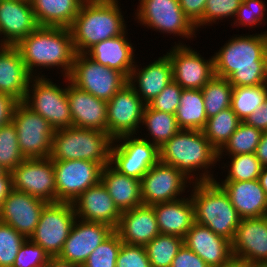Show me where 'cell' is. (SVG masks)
Returning <instances> with one entry per match:
<instances>
[{
	"mask_svg": "<svg viewBox=\"0 0 267 267\" xmlns=\"http://www.w3.org/2000/svg\"><path fill=\"white\" fill-rule=\"evenodd\" d=\"M263 33L228 40L213 55L215 75L233 87L267 84V31Z\"/></svg>",
	"mask_w": 267,
	"mask_h": 267,
	"instance_id": "1",
	"label": "cell"
},
{
	"mask_svg": "<svg viewBox=\"0 0 267 267\" xmlns=\"http://www.w3.org/2000/svg\"><path fill=\"white\" fill-rule=\"evenodd\" d=\"M159 161L177 168L193 182L215 181L208 169L217 163L218 151L203 131L181 129L159 148Z\"/></svg>",
	"mask_w": 267,
	"mask_h": 267,
	"instance_id": "2",
	"label": "cell"
},
{
	"mask_svg": "<svg viewBox=\"0 0 267 267\" xmlns=\"http://www.w3.org/2000/svg\"><path fill=\"white\" fill-rule=\"evenodd\" d=\"M16 47L32 77L37 75L35 71L39 69L38 67H46L45 69L61 67L62 77H68L72 70L76 52L70 28L39 26ZM35 67L37 69H34Z\"/></svg>",
	"mask_w": 267,
	"mask_h": 267,
	"instance_id": "3",
	"label": "cell"
},
{
	"mask_svg": "<svg viewBox=\"0 0 267 267\" xmlns=\"http://www.w3.org/2000/svg\"><path fill=\"white\" fill-rule=\"evenodd\" d=\"M118 0H85L70 27L76 53L123 34L126 23Z\"/></svg>",
	"mask_w": 267,
	"mask_h": 267,
	"instance_id": "4",
	"label": "cell"
},
{
	"mask_svg": "<svg viewBox=\"0 0 267 267\" xmlns=\"http://www.w3.org/2000/svg\"><path fill=\"white\" fill-rule=\"evenodd\" d=\"M192 186L190 198L194 205L195 223L232 242L242 218L231 204L228 194L217 179L194 182Z\"/></svg>",
	"mask_w": 267,
	"mask_h": 267,
	"instance_id": "5",
	"label": "cell"
},
{
	"mask_svg": "<svg viewBox=\"0 0 267 267\" xmlns=\"http://www.w3.org/2000/svg\"><path fill=\"white\" fill-rule=\"evenodd\" d=\"M114 139L97 129L68 127L55 130L50 158L53 161L88 160L110 164Z\"/></svg>",
	"mask_w": 267,
	"mask_h": 267,
	"instance_id": "6",
	"label": "cell"
},
{
	"mask_svg": "<svg viewBox=\"0 0 267 267\" xmlns=\"http://www.w3.org/2000/svg\"><path fill=\"white\" fill-rule=\"evenodd\" d=\"M39 75L30 79L23 102L47 120L54 130L72 127L67 84L62 88L45 75Z\"/></svg>",
	"mask_w": 267,
	"mask_h": 267,
	"instance_id": "7",
	"label": "cell"
},
{
	"mask_svg": "<svg viewBox=\"0 0 267 267\" xmlns=\"http://www.w3.org/2000/svg\"><path fill=\"white\" fill-rule=\"evenodd\" d=\"M68 79L79 89L106 102L128 83L122 72L99 64L86 53L75 54Z\"/></svg>",
	"mask_w": 267,
	"mask_h": 267,
	"instance_id": "8",
	"label": "cell"
},
{
	"mask_svg": "<svg viewBox=\"0 0 267 267\" xmlns=\"http://www.w3.org/2000/svg\"><path fill=\"white\" fill-rule=\"evenodd\" d=\"M12 122L25 159L50 157L55 130L47 120L21 101L14 109Z\"/></svg>",
	"mask_w": 267,
	"mask_h": 267,
	"instance_id": "9",
	"label": "cell"
},
{
	"mask_svg": "<svg viewBox=\"0 0 267 267\" xmlns=\"http://www.w3.org/2000/svg\"><path fill=\"white\" fill-rule=\"evenodd\" d=\"M76 219L72 203H47L29 239L40 245L50 257H58Z\"/></svg>",
	"mask_w": 267,
	"mask_h": 267,
	"instance_id": "10",
	"label": "cell"
},
{
	"mask_svg": "<svg viewBox=\"0 0 267 267\" xmlns=\"http://www.w3.org/2000/svg\"><path fill=\"white\" fill-rule=\"evenodd\" d=\"M135 13L140 24L161 33L177 34L188 40L196 38V28L186 17L179 0H139Z\"/></svg>",
	"mask_w": 267,
	"mask_h": 267,
	"instance_id": "11",
	"label": "cell"
},
{
	"mask_svg": "<svg viewBox=\"0 0 267 267\" xmlns=\"http://www.w3.org/2000/svg\"><path fill=\"white\" fill-rule=\"evenodd\" d=\"M158 161L159 148L146 138L124 135L113 141L110 165L123 175L141 180Z\"/></svg>",
	"mask_w": 267,
	"mask_h": 267,
	"instance_id": "12",
	"label": "cell"
},
{
	"mask_svg": "<svg viewBox=\"0 0 267 267\" xmlns=\"http://www.w3.org/2000/svg\"><path fill=\"white\" fill-rule=\"evenodd\" d=\"M140 181L142 203L150 206L181 199L188 185L194 183L177 168L160 161Z\"/></svg>",
	"mask_w": 267,
	"mask_h": 267,
	"instance_id": "13",
	"label": "cell"
},
{
	"mask_svg": "<svg viewBox=\"0 0 267 267\" xmlns=\"http://www.w3.org/2000/svg\"><path fill=\"white\" fill-rule=\"evenodd\" d=\"M57 202L72 203L81 193L101 181L103 167L88 160L53 161Z\"/></svg>",
	"mask_w": 267,
	"mask_h": 267,
	"instance_id": "14",
	"label": "cell"
},
{
	"mask_svg": "<svg viewBox=\"0 0 267 267\" xmlns=\"http://www.w3.org/2000/svg\"><path fill=\"white\" fill-rule=\"evenodd\" d=\"M11 173L14 190L47 203L57 202L54 166L50 157L25 159Z\"/></svg>",
	"mask_w": 267,
	"mask_h": 267,
	"instance_id": "15",
	"label": "cell"
},
{
	"mask_svg": "<svg viewBox=\"0 0 267 267\" xmlns=\"http://www.w3.org/2000/svg\"><path fill=\"white\" fill-rule=\"evenodd\" d=\"M145 106L129 82L125 84L107 102V133L113 139L138 135Z\"/></svg>",
	"mask_w": 267,
	"mask_h": 267,
	"instance_id": "16",
	"label": "cell"
},
{
	"mask_svg": "<svg viewBox=\"0 0 267 267\" xmlns=\"http://www.w3.org/2000/svg\"><path fill=\"white\" fill-rule=\"evenodd\" d=\"M166 55L172 64L173 81L183 89H202L215 75L214 58L205 60L186 44H175Z\"/></svg>",
	"mask_w": 267,
	"mask_h": 267,
	"instance_id": "17",
	"label": "cell"
},
{
	"mask_svg": "<svg viewBox=\"0 0 267 267\" xmlns=\"http://www.w3.org/2000/svg\"><path fill=\"white\" fill-rule=\"evenodd\" d=\"M231 243L234 261L246 266H264L267 263V216L241 219Z\"/></svg>",
	"mask_w": 267,
	"mask_h": 267,
	"instance_id": "18",
	"label": "cell"
},
{
	"mask_svg": "<svg viewBox=\"0 0 267 267\" xmlns=\"http://www.w3.org/2000/svg\"><path fill=\"white\" fill-rule=\"evenodd\" d=\"M113 232L114 228L108 224L76 219L58 258L82 266L95 248Z\"/></svg>",
	"mask_w": 267,
	"mask_h": 267,
	"instance_id": "19",
	"label": "cell"
},
{
	"mask_svg": "<svg viewBox=\"0 0 267 267\" xmlns=\"http://www.w3.org/2000/svg\"><path fill=\"white\" fill-rule=\"evenodd\" d=\"M46 201L12 189L0 207V222L10 225L25 238L36 230Z\"/></svg>",
	"mask_w": 267,
	"mask_h": 267,
	"instance_id": "20",
	"label": "cell"
},
{
	"mask_svg": "<svg viewBox=\"0 0 267 267\" xmlns=\"http://www.w3.org/2000/svg\"><path fill=\"white\" fill-rule=\"evenodd\" d=\"M183 244L210 267H226L234 261L231 241L206 226L194 223L183 238Z\"/></svg>",
	"mask_w": 267,
	"mask_h": 267,
	"instance_id": "21",
	"label": "cell"
},
{
	"mask_svg": "<svg viewBox=\"0 0 267 267\" xmlns=\"http://www.w3.org/2000/svg\"><path fill=\"white\" fill-rule=\"evenodd\" d=\"M38 27L30 1L0 0V38L3 37L0 40L2 44L16 46Z\"/></svg>",
	"mask_w": 267,
	"mask_h": 267,
	"instance_id": "22",
	"label": "cell"
},
{
	"mask_svg": "<svg viewBox=\"0 0 267 267\" xmlns=\"http://www.w3.org/2000/svg\"><path fill=\"white\" fill-rule=\"evenodd\" d=\"M66 79V80H65ZM67 98L70 105L72 126L97 129L107 133V102L73 85L68 77Z\"/></svg>",
	"mask_w": 267,
	"mask_h": 267,
	"instance_id": "23",
	"label": "cell"
},
{
	"mask_svg": "<svg viewBox=\"0 0 267 267\" xmlns=\"http://www.w3.org/2000/svg\"><path fill=\"white\" fill-rule=\"evenodd\" d=\"M72 204L77 219L105 223L114 229L122 213L101 181L81 193Z\"/></svg>",
	"mask_w": 267,
	"mask_h": 267,
	"instance_id": "24",
	"label": "cell"
},
{
	"mask_svg": "<svg viewBox=\"0 0 267 267\" xmlns=\"http://www.w3.org/2000/svg\"><path fill=\"white\" fill-rule=\"evenodd\" d=\"M114 231L123 243L146 246L160 234L154 208L142 204L123 211Z\"/></svg>",
	"mask_w": 267,
	"mask_h": 267,
	"instance_id": "25",
	"label": "cell"
},
{
	"mask_svg": "<svg viewBox=\"0 0 267 267\" xmlns=\"http://www.w3.org/2000/svg\"><path fill=\"white\" fill-rule=\"evenodd\" d=\"M137 67L135 63L128 82L147 105L173 81L172 64L169 57L163 55L143 68Z\"/></svg>",
	"mask_w": 267,
	"mask_h": 267,
	"instance_id": "26",
	"label": "cell"
},
{
	"mask_svg": "<svg viewBox=\"0 0 267 267\" xmlns=\"http://www.w3.org/2000/svg\"><path fill=\"white\" fill-rule=\"evenodd\" d=\"M217 182L228 194L231 204L243 218L267 216V195L258 179Z\"/></svg>",
	"mask_w": 267,
	"mask_h": 267,
	"instance_id": "27",
	"label": "cell"
},
{
	"mask_svg": "<svg viewBox=\"0 0 267 267\" xmlns=\"http://www.w3.org/2000/svg\"><path fill=\"white\" fill-rule=\"evenodd\" d=\"M31 78L17 47L4 45L0 49V92L24 101Z\"/></svg>",
	"mask_w": 267,
	"mask_h": 267,
	"instance_id": "28",
	"label": "cell"
},
{
	"mask_svg": "<svg viewBox=\"0 0 267 267\" xmlns=\"http://www.w3.org/2000/svg\"><path fill=\"white\" fill-rule=\"evenodd\" d=\"M126 32L95 44L86 54L99 64L116 69L129 78L135 65V55H133L135 50Z\"/></svg>",
	"mask_w": 267,
	"mask_h": 267,
	"instance_id": "29",
	"label": "cell"
},
{
	"mask_svg": "<svg viewBox=\"0 0 267 267\" xmlns=\"http://www.w3.org/2000/svg\"><path fill=\"white\" fill-rule=\"evenodd\" d=\"M161 234L184 238L195 223L194 205L189 198L152 205Z\"/></svg>",
	"mask_w": 267,
	"mask_h": 267,
	"instance_id": "30",
	"label": "cell"
},
{
	"mask_svg": "<svg viewBox=\"0 0 267 267\" xmlns=\"http://www.w3.org/2000/svg\"><path fill=\"white\" fill-rule=\"evenodd\" d=\"M101 182L121 212L143 204L139 179L123 175L109 164L102 169Z\"/></svg>",
	"mask_w": 267,
	"mask_h": 267,
	"instance_id": "31",
	"label": "cell"
},
{
	"mask_svg": "<svg viewBox=\"0 0 267 267\" xmlns=\"http://www.w3.org/2000/svg\"><path fill=\"white\" fill-rule=\"evenodd\" d=\"M85 0H32L36 21L40 27L70 28Z\"/></svg>",
	"mask_w": 267,
	"mask_h": 267,
	"instance_id": "32",
	"label": "cell"
},
{
	"mask_svg": "<svg viewBox=\"0 0 267 267\" xmlns=\"http://www.w3.org/2000/svg\"><path fill=\"white\" fill-rule=\"evenodd\" d=\"M175 115L180 129L202 131L207 122L202 90L183 89Z\"/></svg>",
	"mask_w": 267,
	"mask_h": 267,
	"instance_id": "33",
	"label": "cell"
},
{
	"mask_svg": "<svg viewBox=\"0 0 267 267\" xmlns=\"http://www.w3.org/2000/svg\"><path fill=\"white\" fill-rule=\"evenodd\" d=\"M141 125L147 127L148 135L152 137L149 141L158 148L181 130L175 114L154 110L148 105L145 106Z\"/></svg>",
	"mask_w": 267,
	"mask_h": 267,
	"instance_id": "34",
	"label": "cell"
},
{
	"mask_svg": "<svg viewBox=\"0 0 267 267\" xmlns=\"http://www.w3.org/2000/svg\"><path fill=\"white\" fill-rule=\"evenodd\" d=\"M241 122L237 114L229 107L208 118L202 131L209 143L219 151Z\"/></svg>",
	"mask_w": 267,
	"mask_h": 267,
	"instance_id": "35",
	"label": "cell"
},
{
	"mask_svg": "<svg viewBox=\"0 0 267 267\" xmlns=\"http://www.w3.org/2000/svg\"><path fill=\"white\" fill-rule=\"evenodd\" d=\"M201 90L207 119L231 107L233 86L228 79L214 75Z\"/></svg>",
	"mask_w": 267,
	"mask_h": 267,
	"instance_id": "36",
	"label": "cell"
},
{
	"mask_svg": "<svg viewBox=\"0 0 267 267\" xmlns=\"http://www.w3.org/2000/svg\"><path fill=\"white\" fill-rule=\"evenodd\" d=\"M267 98V84L258 86L233 87L231 109L244 121L254 113Z\"/></svg>",
	"mask_w": 267,
	"mask_h": 267,
	"instance_id": "37",
	"label": "cell"
},
{
	"mask_svg": "<svg viewBox=\"0 0 267 267\" xmlns=\"http://www.w3.org/2000/svg\"><path fill=\"white\" fill-rule=\"evenodd\" d=\"M262 131L242 121L225 145L218 151V161L225 155L255 153ZM225 152V153H224ZM223 155V156H222Z\"/></svg>",
	"mask_w": 267,
	"mask_h": 267,
	"instance_id": "38",
	"label": "cell"
},
{
	"mask_svg": "<svg viewBox=\"0 0 267 267\" xmlns=\"http://www.w3.org/2000/svg\"><path fill=\"white\" fill-rule=\"evenodd\" d=\"M182 245L183 238L160 233L145 246L151 267H171Z\"/></svg>",
	"mask_w": 267,
	"mask_h": 267,
	"instance_id": "39",
	"label": "cell"
},
{
	"mask_svg": "<svg viewBox=\"0 0 267 267\" xmlns=\"http://www.w3.org/2000/svg\"><path fill=\"white\" fill-rule=\"evenodd\" d=\"M24 160L18 144L16 127L10 122L0 128V165L11 172Z\"/></svg>",
	"mask_w": 267,
	"mask_h": 267,
	"instance_id": "40",
	"label": "cell"
},
{
	"mask_svg": "<svg viewBox=\"0 0 267 267\" xmlns=\"http://www.w3.org/2000/svg\"><path fill=\"white\" fill-rule=\"evenodd\" d=\"M230 164L224 181H251L259 178L263 166L255 156V153L238 154L229 156Z\"/></svg>",
	"mask_w": 267,
	"mask_h": 267,
	"instance_id": "41",
	"label": "cell"
},
{
	"mask_svg": "<svg viewBox=\"0 0 267 267\" xmlns=\"http://www.w3.org/2000/svg\"><path fill=\"white\" fill-rule=\"evenodd\" d=\"M122 240L114 231L88 256L82 267H116Z\"/></svg>",
	"mask_w": 267,
	"mask_h": 267,
	"instance_id": "42",
	"label": "cell"
},
{
	"mask_svg": "<svg viewBox=\"0 0 267 267\" xmlns=\"http://www.w3.org/2000/svg\"><path fill=\"white\" fill-rule=\"evenodd\" d=\"M27 238L13 227L0 222V267H12L22 244Z\"/></svg>",
	"mask_w": 267,
	"mask_h": 267,
	"instance_id": "43",
	"label": "cell"
},
{
	"mask_svg": "<svg viewBox=\"0 0 267 267\" xmlns=\"http://www.w3.org/2000/svg\"><path fill=\"white\" fill-rule=\"evenodd\" d=\"M266 5L262 0H242L239 8L237 9L236 18H234V25L239 27H257V25L265 24Z\"/></svg>",
	"mask_w": 267,
	"mask_h": 267,
	"instance_id": "44",
	"label": "cell"
},
{
	"mask_svg": "<svg viewBox=\"0 0 267 267\" xmlns=\"http://www.w3.org/2000/svg\"><path fill=\"white\" fill-rule=\"evenodd\" d=\"M241 3L242 0H207L202 16V27L209 26L223 18L234 19Z\"/></svg>",
	"mask_w": 267,
	"mask_h": 267,
	"instance_id": "45",
	"label": "cell"
},
{
	"mask_svg": "<svg viewBox=\"0 0 267 267\" xmlns=\"http://www.w3.org/2000/svg\"><path fill=\"white\" fill-rule=\"evenodd\" d=\"M50 256L29 238L24 241L12 267H46Z\"/></svg>",
	"mask_w": 267,
	"mask_h": 267,
	"instance_id": "46",
	"label": "cell"
},
{
	"mask_svg": "<svg viewBox=\"0 0 267 267\" xmlns=\"http://www.w3.org/2000/svg\"><path fill=\"white\" fill-rule=\"evenodd\" d=\"M183 88L172 81L147 105L154 110L176 114Z\"/></svg>",
	"mask_w": 267,
	"mask_h": 267,
	"instance_id": "47",
	"label": "cell"
},
{
	"mask_svg": "<svg viewBox=\"0 0 267 267\" xmlns=\"http://www.w3.org/2000/svg\"><path fill=\"white\" fill-rule=\"evenodd\" d=\"M116 267H151L145 246L122 242Z\"/></svg>",
	"mask_w": 267,
	"mask_h": 267,
	"instance_id": "48",
	"label": "cell"
},
{
	"mask_svg": "<svg viewBox=\"0 0 267 267\" xmlns=\"http://www.w3.org/2000/svg\"><path fill=\"white\" fill-rule=\"evenodd\" d=\"M207 0H179V5L196 30L202 26V16Z\"/></svg>",
	"mask_w": 267,
	"mask_h": 267,
	"instance_id": "49",
	"label": "cell"
},
{
	"mask_svg": "<svg viewBox=\"0 0 267 267\" xmlns=\"http://www.w3.org/2000/svg\"><path fill=\"white\" fill-rule=\"evenodd\" d=\"M171 267H210L199 255L187 248L184 244L174 257Z\"/></svg>",
	"mask_w": 267,
	"mask_h": 267,
	"instance_id": "50",
	"label": "cell"
},
{
	"mask_svg": "<svg viewBox=\"0 0 267 267\" xmlns=\"http://www.w3.org/2000/svg\"><path fill=\"white\" fill-rule=\"evenodd\" d=\"M18 102L13 96L0 92V128L12 122L14 109Z\"/></svg>",
	"mask_w": 267,
	"mask_h": 267,
	"instance_id": "51",
	"label": "cell"
},
{
	"mask_svg": "<svg viewBox=\"0 0 267 267\" xmlns=\"http://www.w3.org/2000/svg\"><path fill=\"white\" fill-rule=\"evenodd\" d=\"M244 122L262 132L267 131V98L263 102V105L249 115Z\"/></svg>",
	"mask_w": 267,
	"mask_h": 267,
	"instance_id": "52",
	"label": "cell"
},
{
	"mask_svg": "<svg viewBox=\"0 0 267 267\" xmlns=\"http://www.w3.org/2000/svg\"><path fill=\"white\" fill-rule=\"evenodd\" d=\"M12 189V173L10 171H6L0 176V207Z\"/></svg>",
	"mask_w": 267,
	"mask_h": 267,
	"instance_id": "53",
	"label": "cell"
},
{
	"mask_svg": "<svg viewBox=\"0 0 267 267\" xmlns=\"http://www.w3.org/2000/svg\"><path fill=\"white\" fill-rule=\"evenodd\" d=\"M255 156L263 167H267V131L262 133L260 142L255 150Z\"/></svg>",
	"mask_w": 267,
	"mask_h": 267,
	"instance_id": "54",
	"label": "cell"
},
{
	"mask_svg": "<svg viewBox=\"0 0 267 267\" xmlns=\"http://www.w3.org/2000/svg\"><path fill=\"white\" fill-rule=\"evenodd\" d=\"M46 267H82V266L75 263L63 261L58 257H50Z\"/></svg>",
	"mask_w": 267,
	"mask_h": 267,
	"instance_id": "55",
	"label": "cell"
},
{
	"mask_svg": "<svg viewBox=\"0 0 267 267\" xmlns=\"http://www.w3.org/2000/svg\"><path fill=\"white\" fill-rule=\"evenodd\" d=\"M261 187L267 195V167H263L258 178Z\"/></svg>",
	"mask_w": 267,
	"mask_h": 267,
	"instance_id": "56",
	"label": "cell"
},
{
	"mask_svg": "<svg viewBox=\"0 0 267 267\" xmlns=\"http://www.w3.org/2000/svg\"><path fill=\"white\" fill-rule=\"evenodd\" d=\"M226 267H241V262L233 261L229 266Z\"/></svg>",
	"mask_w": 267,
	"mask_h": 267,
	"instance_id": "57",
	"label": "cell"
},
{
	"mask_svg": "<svg viewBox=\"0 0 267 267\" xmlns=\"http://www.w3.org/2000/svg\"><path fill=\"white\" fill-rule=\"evenodd\" d=\"M6 171L7 170L0 165V176L3 175Z\"/></svg>",
	"mask_w": 267,
	"mask_h": 267,
	"instance_id": "58",
	"label": "cell"
},
{
	"mask_svg": "<svg viewBox=\"0 0 267 267\" xmlns=\"http://www.w3.org/2000/svg\"><path fill=\"white\" fill-rule=\"evenodd\" d=\"M241 267H263V266H246L243 263H241Z\"/></svg>",
	"mask_w": 267,
	"mask_h": 267,
	"instance_id": "59",
	"label": "cell"
},
{
	"mask_svg": "<svg viewBox=\"0 0 267 267\" xmlns=\"http://www.w3.org/2000/svg\"><path fill=\"white\" fill-rule=\"evenodd\" d=\"M4 46V44H2L1 40H0V49Z\"/></svg>",
	"mask_w": 267,
	"mask_h": 267,
	"instance_id": "60",
	"label": "cell"
}]
</instances>
